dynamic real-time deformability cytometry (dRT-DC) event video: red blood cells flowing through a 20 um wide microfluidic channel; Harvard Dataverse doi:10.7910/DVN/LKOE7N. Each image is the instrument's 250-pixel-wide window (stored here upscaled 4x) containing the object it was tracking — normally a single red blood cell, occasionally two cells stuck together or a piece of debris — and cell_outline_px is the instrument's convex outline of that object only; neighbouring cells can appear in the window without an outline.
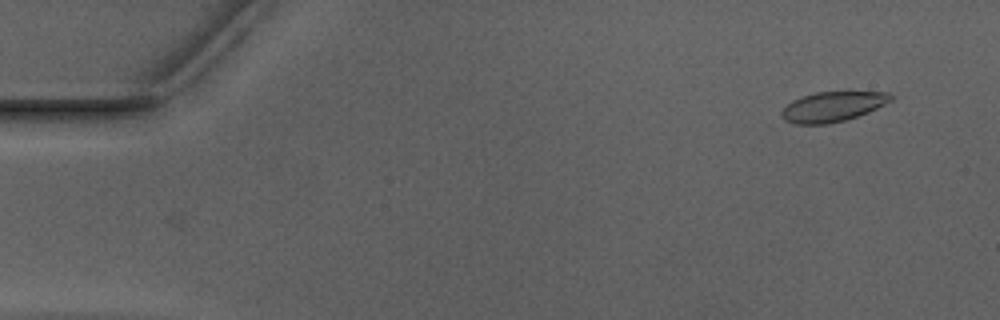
{"species": "Egyptian fruit bat (a non-hibernating species)", "species_latin": "Rousettus aegyptiacus", "temperature_condition": "warm", "stored_images_in_passage": 51, "camera_frame_rate_fps": 3000, "um_per_image_px": 0.085, "animal": {"sex": "male"}, "frame": {"image": 1, "passage_image": 2, "time_ms": 0.333, "image_size_px": [1000, 320], "cell_outline_px": [[892, 100], [868, 112], [844, 120], [828, 124], [796, 124], [784, 120], [780, 112], [792, 100], [816, 92], [888, 92], [892, 96]], "centroid_in_image_um": [70.75, 9.07], "position_along_channel_um": 14.2, "area_um2": 18.79}}
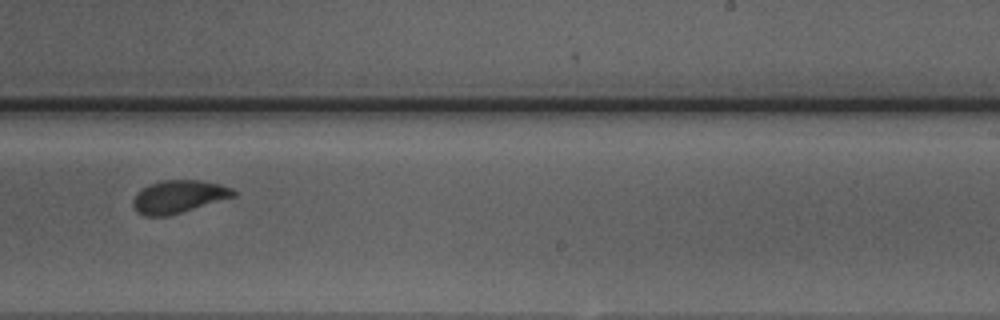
{"frame": {"image": 2, "passage_image": 31, "time_ms": 10.0, "image_size_px": [1000, 320], "cell_outline_px": [[236, 196], [168, 216], [144, 216], [136, 212], [132, 204], [132, 200], [136, 192], [148, 184], [164, 180], [200, 180], [220, 184], [232, 188], [236, 192]], "centroid_in_image_um": [15.15, 16.71], "position_along_channel_um": 273.9, "area_um2": 19.31}}
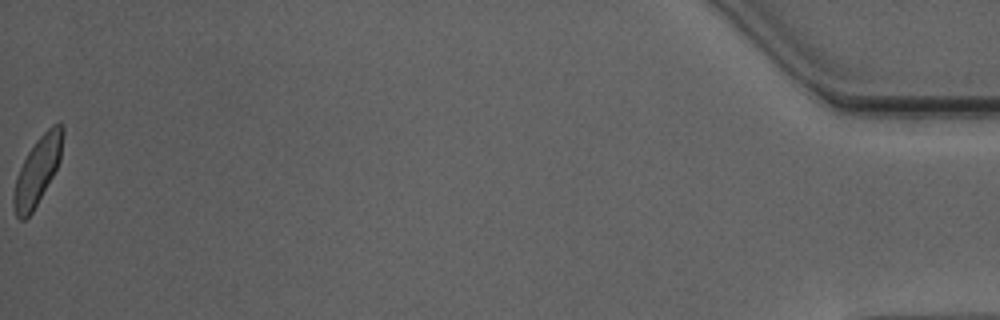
{"frame": {"image": 3, "passage_image": 51, "time_ms": 16.667, "image_size_px": [1000, 320], "cell_outline_px": [[64, 132], [60, 160], [52, 176], [32, 212], [24, 220], [20, 220], [16, 216], [12, 204], [12, 196], [16, 176], [28, 152], [36, 140], [52, 124], [60, 120], [64, 124]], "centroid_in_image_um": [3.18, 14.47], "position_along_channel_um": 432.0, "area_um2": 19.31}, "authors_computed_cell_mechanics": {"area_um2": 19.4208, "velocity_mm_per_s": 3.9327, "shape_relaxation_time_tau1_ms": 3.2621, "shape_relaxation_time_tau2_ms": 0.8427, "deformation_change_tau1": 0.1296, "deformation_change_tau2": 0.0644}}